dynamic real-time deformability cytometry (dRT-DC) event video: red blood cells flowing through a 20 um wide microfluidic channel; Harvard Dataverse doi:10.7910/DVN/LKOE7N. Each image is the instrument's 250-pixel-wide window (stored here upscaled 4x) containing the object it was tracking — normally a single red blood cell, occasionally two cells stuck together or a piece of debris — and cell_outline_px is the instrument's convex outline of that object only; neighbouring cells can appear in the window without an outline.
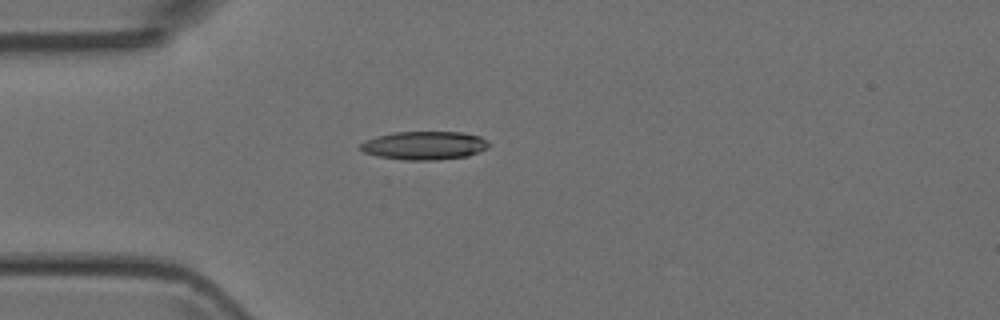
{"species": "Egyptian fruit bat (a non-hibernating species)", "species_latin": "Rousettus aegyptiacus", "temperature_condition": "room temperature", "stored_images_in_passage": 1, "camera_frame_rate_fps": 3000, "um_per_image_px": 0.085, "animal": {"sex": "female"}, "frame": {"image": 1, "passage_image": 1, "time_ms": 0.0, "image_size_px": [1000, 320], "cell_outline_px": [[488, 148], [468, 156], [436, 160], [404, 160], [380, 156], [364, 152], [360, 148], [360, 144], [376, 136], [392, 132], [460, 132], [480, 136], [488, 144]], "centroid_in_image_um": [36.07, 12.36], "position_along_channel_um": 48.9, "area_um2": 21.04}}